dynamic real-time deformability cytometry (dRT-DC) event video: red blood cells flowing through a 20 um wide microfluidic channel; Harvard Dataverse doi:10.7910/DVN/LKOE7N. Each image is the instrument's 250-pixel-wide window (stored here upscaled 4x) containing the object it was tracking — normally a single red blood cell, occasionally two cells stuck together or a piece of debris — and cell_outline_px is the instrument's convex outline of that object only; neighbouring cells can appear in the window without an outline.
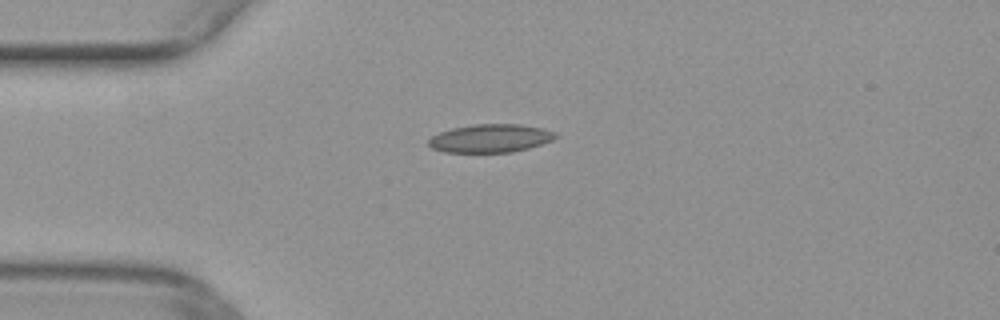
{"species": "common noctule bat (a hibernating species)", "species_latin": "Nyctalus noctula", "temperature_condition": "warm", "stored_images_in_passage": 39, "camera_frame_rate_fps": 3000, "um_per_image_px": 0.085, "animal": {"sex": "female", "body_mass_g": 29.2, "forearm_length_mm": 56.3}, "frame": {"image": 1, "passage_image": 1, "time_ms": 0.0, "image_size_px": [1000, 320], "cell_outline_px": [[560, 136], [552, 140], [528, 148], [512, 152], [444, 152], [432, 148], [428, 144], [428, 140], [432, 136], [440, 132], [452, 128], [472, 124], [520, 124], [544, 128], [556, 132]], "centroid_in_image_um": [41.71, 11.75], "position_along_channel_um": 43.3, "area_um2": 20.98}}
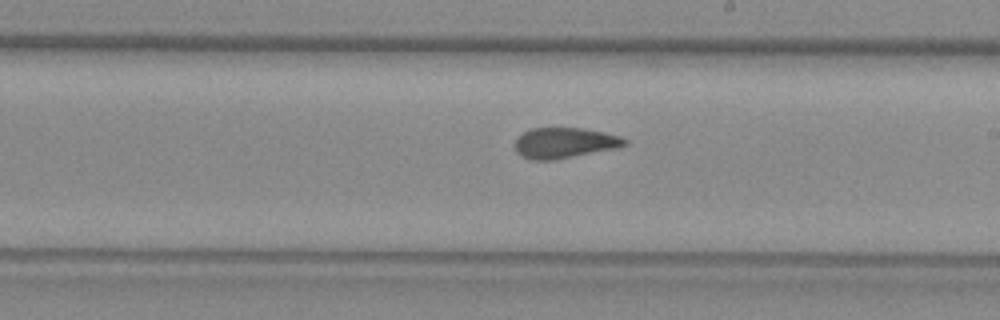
{"frame": {"image": 2, "passage_image": 17, "time_ms": 5.333, "image_size_px": [1000, 320], "cell_outline_px": [[628, 144], [616, 148], [556, 160], [532, 160], [520, 156], [516, 152], [516, 140], [524, 132], [532, 128], [584, 128], [604, 132], [620, 136], [628, 140]], "centroid_in_image_um": [48.0, 12.15], "position_along_channel_um": 241.0, "area_um2": 19.59}}
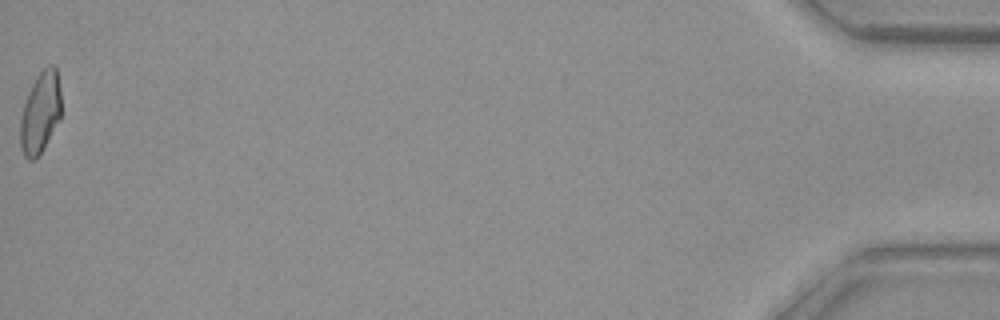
{"frame": {"image": 3, "passage_image": 39, "time_ms": 12.667, "image_size_px": [1000, 320], "cell_outline_px": [[60, 120], [36, 160], [28, 160], [24, 156], [20, 148], [20, 120], [24, 104], [28, 92], [36, 76], [48, 64], [56, 64], [60, 88]], "centroid_in_image_um": [3.43, 9.56], "position_along_channel_um": 431.8, "area_um2": 19.59}}